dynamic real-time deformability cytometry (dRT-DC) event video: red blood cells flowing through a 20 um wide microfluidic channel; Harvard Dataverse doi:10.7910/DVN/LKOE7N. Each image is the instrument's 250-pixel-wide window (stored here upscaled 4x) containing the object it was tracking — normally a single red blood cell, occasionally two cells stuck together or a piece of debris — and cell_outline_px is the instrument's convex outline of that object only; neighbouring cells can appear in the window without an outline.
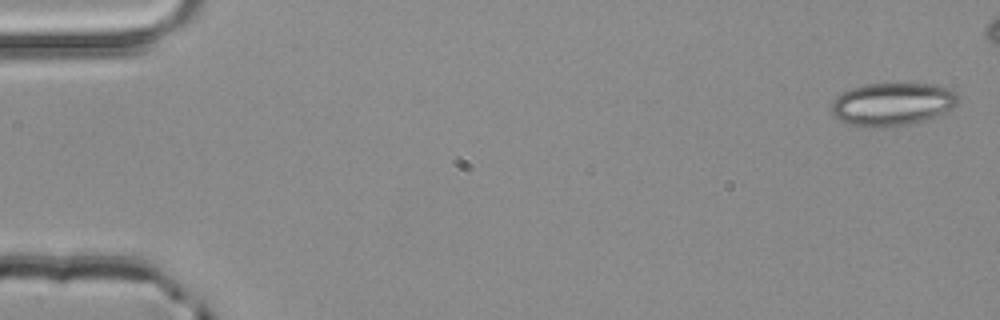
{"species": "common noctule bat (a hibernating species)", "species_latin": "Nyctalus noctula", "temperature_condition": "room temperature", "stored_images_in_passage": 4, "camera_frame_rate_fps": 3000, "um_per_image_px": 0.085, "animal": {"sex": "male", "body_mass_g": 20.4}, "frame": {"image": 1, "passage_image": 1, "time_ms": 0.0, "image_size_px": [1000, 320], "cell_outline_px": [[956, 104], [952, 108], [944, 112], [924, 120], [908, 124], [884, 128], [864, 128], [848, 124], [840, 120], [832, 112], [832, 100], [836, 96], [852, 88], [868, 84], [932, 84], [952, 88], [956, 92]], "centroid_in_image_um": [75.83, 8.87], "position_along_channel_um": 9.2, "area_um2": 31.67}}